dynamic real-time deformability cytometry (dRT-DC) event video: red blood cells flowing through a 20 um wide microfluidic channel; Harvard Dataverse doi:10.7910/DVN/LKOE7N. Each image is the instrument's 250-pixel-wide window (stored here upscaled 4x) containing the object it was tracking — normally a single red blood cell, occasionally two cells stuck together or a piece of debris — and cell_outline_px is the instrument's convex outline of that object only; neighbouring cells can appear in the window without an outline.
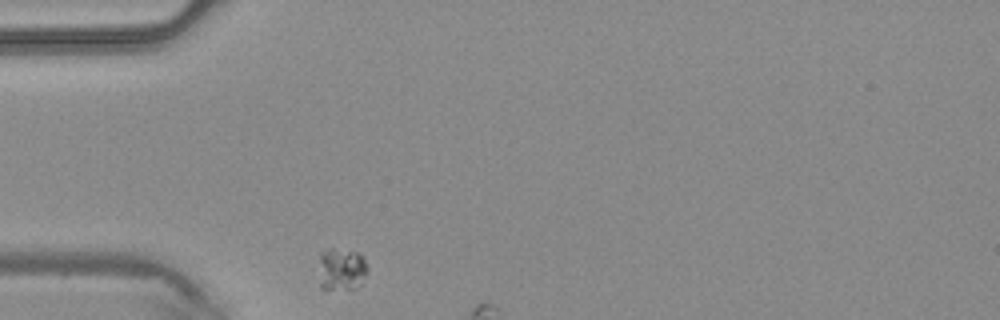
{"species": "common noctule bat (a hibernating species)", "species_latin": "Nyctalus noctula", "temperature_condition": "warm", "stored_images_in_passage": 3, "camera_frame_rate_fps": 3000, "um_per_image_px": 0.085, "animal": {"sex": "male", "body_mass_g": 20.4}, "frame": {"image": 1, "passage_image": 1, "time_ms": 0.0, "image_size_px": [1000, 320], "cell_outline_px": [[368, 272], [360, 284], [352, 288], [320, 288], [320, 252], [332, 248], [360, 252], [368, 268]], "centroid_in_image_um": [29.05, 22.85], "position_along_channel_um": 56.0, "area_um2": 11.91}}